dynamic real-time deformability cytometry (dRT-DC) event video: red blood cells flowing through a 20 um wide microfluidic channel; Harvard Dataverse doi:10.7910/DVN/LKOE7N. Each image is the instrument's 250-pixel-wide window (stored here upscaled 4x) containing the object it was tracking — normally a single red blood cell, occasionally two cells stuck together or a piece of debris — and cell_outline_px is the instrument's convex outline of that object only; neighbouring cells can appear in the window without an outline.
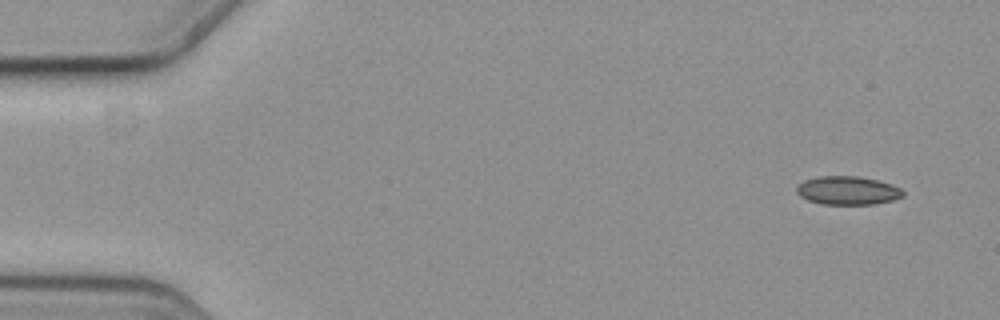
{"species": "common noctule bat (a hibernating species)", "species_latin": "Nyctalus noctula", "temperature_condition": "cold", "stored_images_in_passage": 5, "camera_frame_rate_fps": 3000, "um_per_image_px": 0.085, "animal": {"sex": "female", "body_mass_g": 19.3, "forearm_length_mm": 54.1}, "frame": {"image": 1, "passage_image": 1, "time_ms": 0.0, "image_size_px": [1000, 320], "cell_outline_px": [[904, 196], [892, 200], [872, 204], [820, 204], [808, 200], [800, 196], [796, 192], [796, 188], [804, 180], [820, 176], [856, 176], [876, 180], [892, 184], [900, 188], [904, 192]], "centroid_in_image_um": [72.04, 16.19], "position_along_channel_um": 13.0, "area_um2": 17.57}}
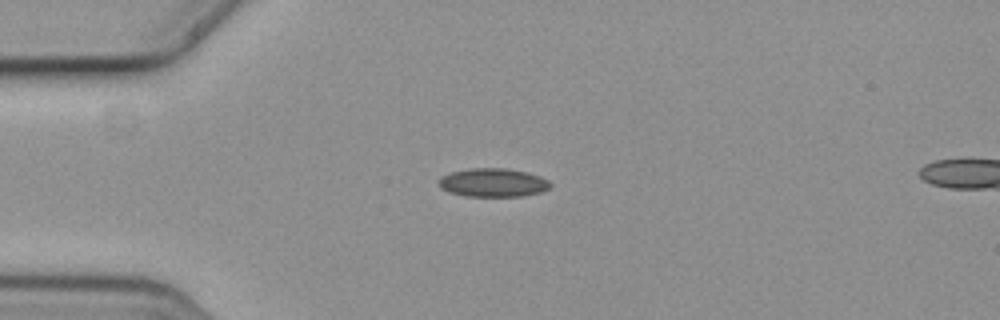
{"frame": {"image": 2, "passage_image": 4, "time_ms": 1.0, "image_size_px": [1000, 320], "cell_outline_px": [[552, 184], [548, 188], [540, 192], [524, 196], [464, 196], [448, 192], [440, 188], [440, 180], [444, 176], [452, 172], [472, 168], [504, 168], [524, 172], [540, 176], [548, 180]], "centroid_in_image_um": [41.92, 15.53], "position_along_channel_um": 43.1, "area_um2": 18.32}}